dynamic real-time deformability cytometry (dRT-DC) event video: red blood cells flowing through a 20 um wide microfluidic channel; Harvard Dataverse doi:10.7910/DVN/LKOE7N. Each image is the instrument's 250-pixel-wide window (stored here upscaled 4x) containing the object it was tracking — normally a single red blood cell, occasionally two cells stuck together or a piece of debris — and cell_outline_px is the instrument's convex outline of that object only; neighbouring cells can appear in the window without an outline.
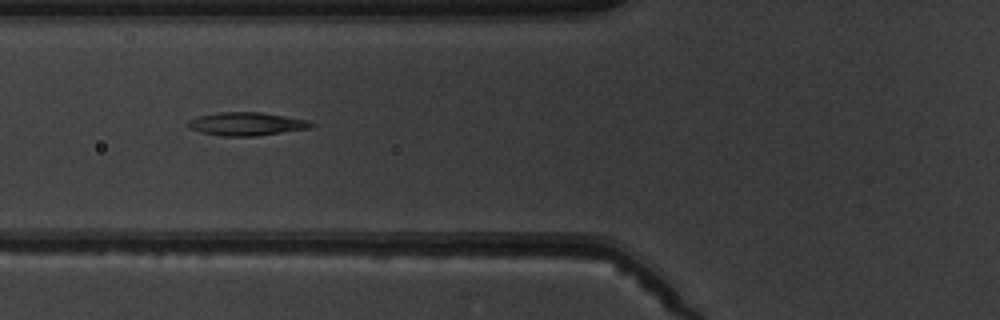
{"species": "common noctule bat (a hibernating species)", "species_latin": "Nyctalus noctula", "temperature_condition": "warm", "stored_images_in_passage": 3, "camera_frame_rate_fps": 3000, "um_per_image_px": 0.085, "animal": {"sex": "male", "body_mass_g": 19.5, "forearm_length_mm": 54.6}, "frame": {"image": 1, "passage_image": 2, "time_ms": 1.0, "image_size_px": [1000, 320], "cell_outline_px": [[316, 124], [308, 128], [256, 136], [220, 136], [200, 132], [188, 128], [188, 120], [200, 116], [220, 112], [260, 112], [308, 120]], "centroid_in_image_um": [20.93, 10.53], "position_along_channel_um": 104.9, "area_um2": 16.53}}
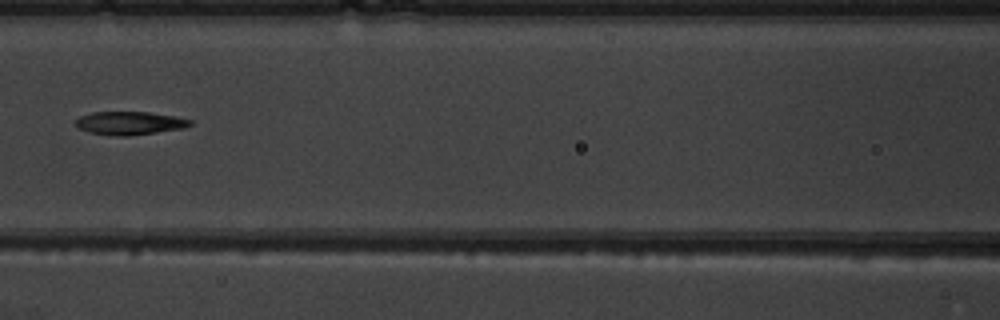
{"frame": {"image": 2, "passage_image": 3, "time_ms": 2.333, "image_size_px": [1000, 320], "cell_outline_px": [[192, 124], [184, 128], [128, 136], [112, 136], [88, 132], [80, 128], [76, 124], [76, 120], [80, 116], [92, 112], [148, 112], [176, 116], [192, 120]], "centroid_in_image_um": [11.03, 10.46], "position_along_channel_um": 155.6, "area_um2": 15.49}}